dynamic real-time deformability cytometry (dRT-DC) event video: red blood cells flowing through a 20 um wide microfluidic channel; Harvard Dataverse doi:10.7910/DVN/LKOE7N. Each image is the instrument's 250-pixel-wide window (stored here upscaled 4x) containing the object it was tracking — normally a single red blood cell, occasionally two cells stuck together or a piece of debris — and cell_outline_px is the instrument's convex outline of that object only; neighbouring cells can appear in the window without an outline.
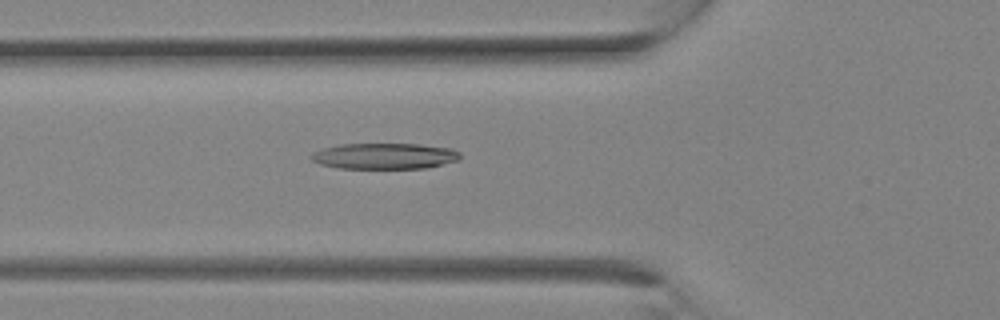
{"species": "Egyptian fruit bat (a non-hibernating species)", "species_latin": "Rousettus aegyptiacus", "temperature_condition": "room temperature", "stored_images_in_passage": 6, "camera_frame_rate_fps": 3000, "um_per_image_px": 0.085, "animal": {"sex": "female"}, "frame": {"image": 1, "passage_image": 4, "time_ms": 1.0, "image_size_px": [1000, 320], "cell_outline_px": [[460, 156], [456, 160], [424, 168], [340, 168], [320, 164], [312, 160], [308, 156], [312, 152], [324, 148], [340, 144], [420, 144], [452, 148], [460, 152]], "centroid_in_image_um": [32.64, 13.25], "position_along_channel_um": 93.2, "area_um2": 22.37}}
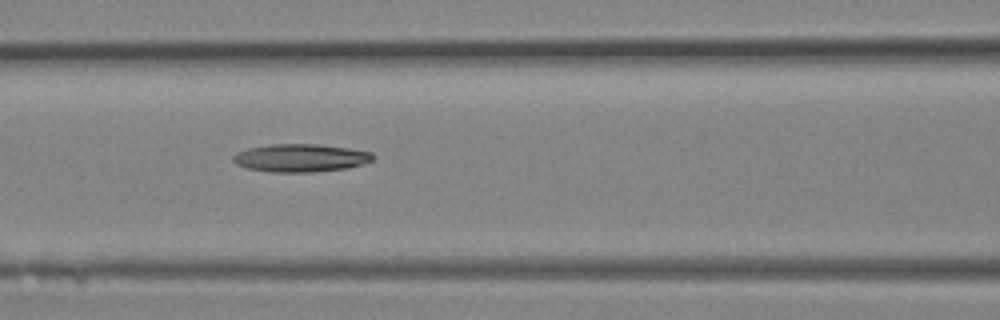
{"frame": {"image": 2, "passage_image": 6, "time_ms": 1.667, "image_size_px": [1000, 320], "cell_outline_px": [[376, 156], [372, 160], [364, 164], [348, 168], [312, 172], [272, 172], [244, 168], [236, 164], [232, 160], [232, 156], [236, 152], [248, 148], [268, 144], [316, 144], [348, 148], [372, 152]], "centroid_in_image_um": [25.53, 13.42], "position_along_channel_um": 141.1, "area_um2": 23.0}}